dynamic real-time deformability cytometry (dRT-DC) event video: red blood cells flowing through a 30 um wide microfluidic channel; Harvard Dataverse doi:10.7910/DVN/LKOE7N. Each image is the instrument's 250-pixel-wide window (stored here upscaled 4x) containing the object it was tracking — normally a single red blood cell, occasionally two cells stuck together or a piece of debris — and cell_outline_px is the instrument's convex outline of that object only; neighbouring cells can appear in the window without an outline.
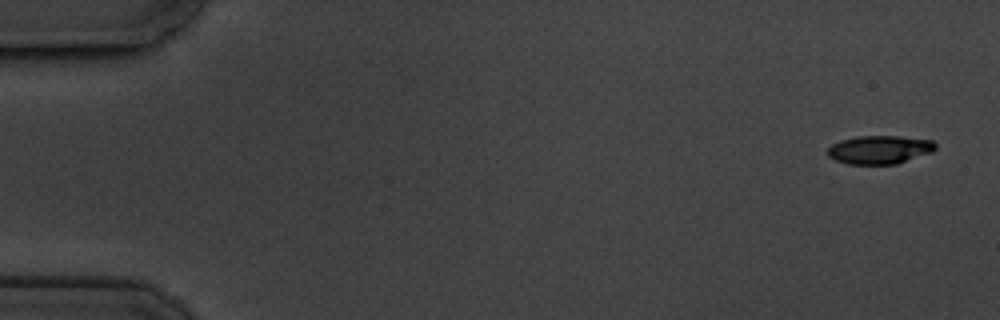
{"species": "common noctule bat (a hibernating species)", "species_latin": "Nyctalus noctula", "temperature_condition": "cold", "stored_images_in_passage": 13, "camera_frame_rate_fps": 3000, "um_per_image_px": 0.085, "animal": {"sex": "male", "body_mass_g": 19.5, "forearm_length_mm": 54.6}, "frame": {"image": 1, "passage_image": 1, "time_ms": 0.0, "image_size_px": [1000, 320], "cell_outline_px": [[936, 148], [932, 152], [896, 164], [848, 164], [836, 160], [828, 156], [828, 148], [832, 144], [840, 140], [860, 136], [900, 136], [932, 140], [936, 144]], "centroid_in_image_um": [74.77, 12.72], "position_along_channel_um": 10.2, "area_um2": 17.8}}
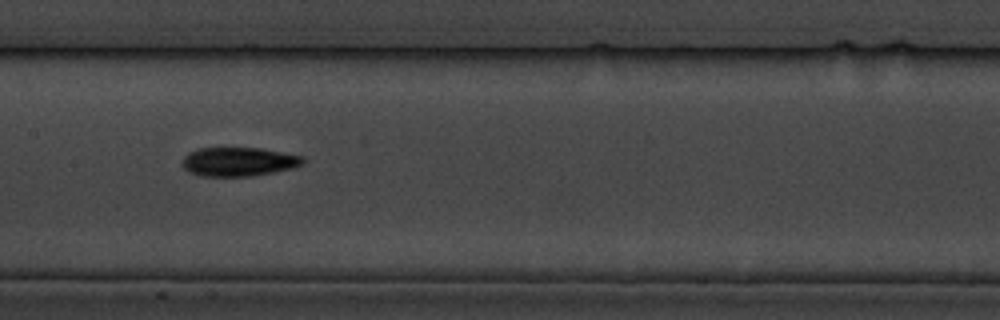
{"frame": {"image": 2, "passage_image": 8, "time_ms": 9.0, "image_size_px": [1000, 320], "cell_outline_px": [[304, 164], [292, 168], [252, 176], [200, 176], [188, 172], [180, 164], [184, 156], [188, 152], [196, 148], [260, 148], [304, 156]], "centroid_in_image_um": [20.24, 13.74], "position_along_channel_um": 187.2, "area_um2": 20.52}}
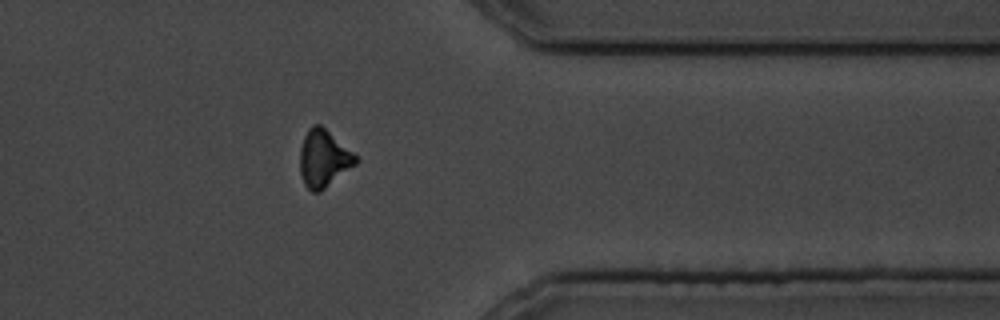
{"frame": {"image": 3, "passage_image": 13, "time_ms": 15.0, "image_size_px": [1000, 320], "cell_outline_px": [[360, 160], [356, 164], [320, 192], [312, 192], [304, 184], [300, 172], [300, 148], [304, 136], [308, 128], [312, 124], [320, 124], [352, 152]], "centroid_in_image_um": [27.49, 13.48], "position_along_channel_um": 383.9, "area_um2": 18.44}, "authors_computed_cell_mechanics": {"area_um2": 19.7098, "velocity_mm_per_s": 3.4483, "shape_relaxation_time_tau1_ms": 3.9685, "shape_relaxation_time_tau2_ms": 8.6024, "deformation_change_tau1": 0.1106, "deformation_change_tau2": 0.168}}